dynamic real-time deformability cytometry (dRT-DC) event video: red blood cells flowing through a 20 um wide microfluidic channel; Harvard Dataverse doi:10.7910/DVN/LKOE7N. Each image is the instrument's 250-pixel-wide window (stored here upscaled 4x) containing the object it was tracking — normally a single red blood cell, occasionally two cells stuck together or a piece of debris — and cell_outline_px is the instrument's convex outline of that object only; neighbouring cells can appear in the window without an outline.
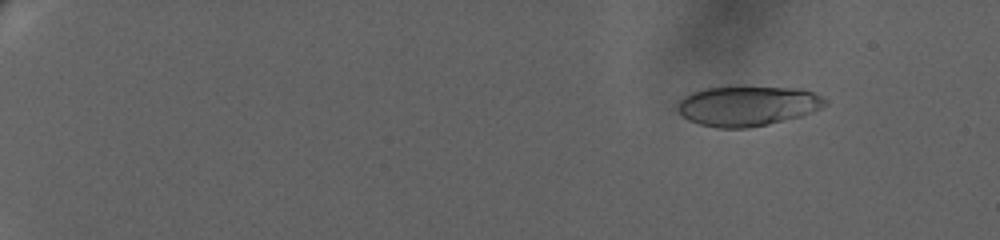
{"species": "human", "species_latin": "Homo sapiens", "temperature_condition": "warm", "stored_images_in_passage": 75, "camera_frame_rate_fps": 3000, "um_per_image_px": 0.085, "donor": {"sex": "female"}, "frame": {"image": 1, "passage_image": 10, "time_ms": 3.0, "image_size_px": [1000, 240], "cell_outline_px": [[828, 104], [812, 112], [800, 116], [768, 124], [748, 128], [716, 128], [700, 124], [688, 120], [676, 108], [680, 100], [684, 96], [692, 92], [704, 88], [728, 84], [736, 84], [800, 88], [824, 96], [828, 100]], "centroid_in_image_um": [63.55, 8.95], "position_along_channel_um": 21.4, "area_um2": 35.55}}
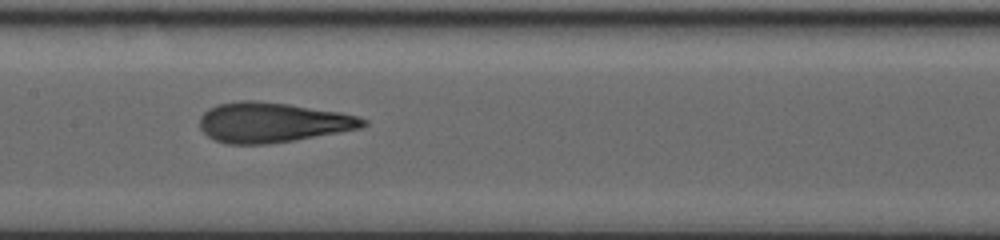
{"frame": {"image": 2, "passage_image": 45, "time_ms": 13.0, "image_size_px": [1000, 240], "cell_outline_px": [[368, 124], [360, 128], [292, 140], [268, 144], [228, 144], [216, 140], [208, 136], [200, 128], [200, 116], [208, 108], [216, 104], [240, 100], [256, 100], [288, 104], [340, 112], [360, 116], [368, 120]], "centroid_in_image_um": [23.14, 10.39], "position_along_channel_um": 184.3, "area_um2": 37.97}}
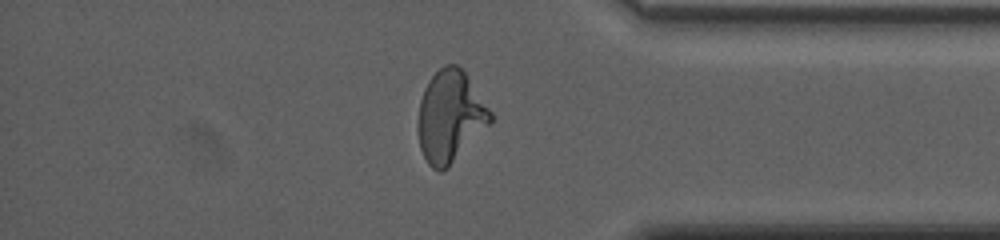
{"frame": {"image": 3, "passage_image": 71, "time_ms": 19.667, "image_size_px": [1000, 240], "cell_outline_px": [[492, 120], [448, 168], [440, 172], [432, 168], [428, 164], [420, 148], [416, 128], [420, 100], [424, 88], [428, 80], [444, 64], [456, 64], [464, 72], [492, 112]], "centroid_in_image_um": [38.22, 9.91], "position_along_channel_um": 397.0, "area_um2": 38.38}, "authors_computed_cell_mechanics": {"area_um2": 36.5296, "velocity_mm_per_s": 3.3245, "shape_relaxation_time_tau1_ms": 6.6337, "shape_relaxation_time_tau2_ms": 1.0314, "deformation_change_tau1": 0.2682, "deformation_change_tau2": 0.0952}}